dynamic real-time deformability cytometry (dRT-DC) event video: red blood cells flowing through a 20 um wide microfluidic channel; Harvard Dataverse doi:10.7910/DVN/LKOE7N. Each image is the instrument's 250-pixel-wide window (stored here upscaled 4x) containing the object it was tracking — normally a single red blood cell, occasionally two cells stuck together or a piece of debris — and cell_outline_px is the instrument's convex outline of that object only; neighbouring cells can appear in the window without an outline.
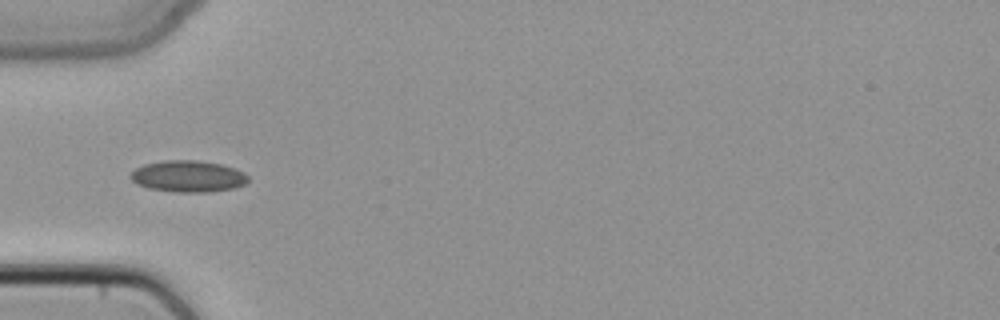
{"species": "common noctule bat (a hibernating species)", "species_latin": "Nyctalus noctula", "temperature_condition": "cold", "stored_images_in_passage": 4, "camera_frame_rate_fps": 3000, "um_per_image_px": 0.085, "animal": {"sex": "female", "body_mass_g": 22.7, "forearm_length_mm": 54.2}, "frame": {"image": 1, "passage_image": 3, "time_ms": 0.667, "image_size_px": [1000, 320], "cell_outline_px": [[248, 180], [244, 184], [232, 188], [208, 192], [176, 192], [148, 188], [136, 184], [128, 176], [136, 168], [144, 164], [164, 160], [200, 160], [220, 164], [244, 172], [248, 176]], "centroid_in_image_um": [15.95, 14.98], "position_along_channel_um": 69.1, "area_um2": 21.56}}
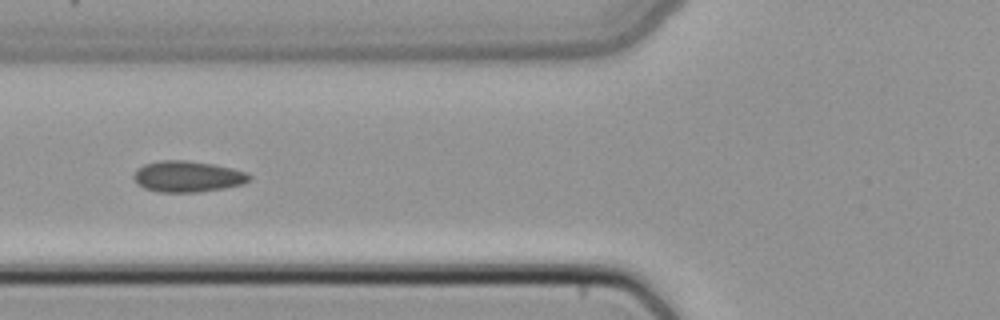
{"frame": {"image": 2, "passage_image": 4, "time_ms": 1.0, "image_size_px": [1000, 320], "cell_outline_px": [[252, 180], [244, 184], [224, 188], [200, 192], [156, 192], [144, 188], [136, 184], [132, 176], [136, 168], [144, 164], [160, 160], [184, 160], [212, 164], [232, 168], [248, 172], [252, 176]], "centroid_in_image_um": [15.94, 15.01], "position_along_channel_um": 109.9, "area_um2": 21.33}}